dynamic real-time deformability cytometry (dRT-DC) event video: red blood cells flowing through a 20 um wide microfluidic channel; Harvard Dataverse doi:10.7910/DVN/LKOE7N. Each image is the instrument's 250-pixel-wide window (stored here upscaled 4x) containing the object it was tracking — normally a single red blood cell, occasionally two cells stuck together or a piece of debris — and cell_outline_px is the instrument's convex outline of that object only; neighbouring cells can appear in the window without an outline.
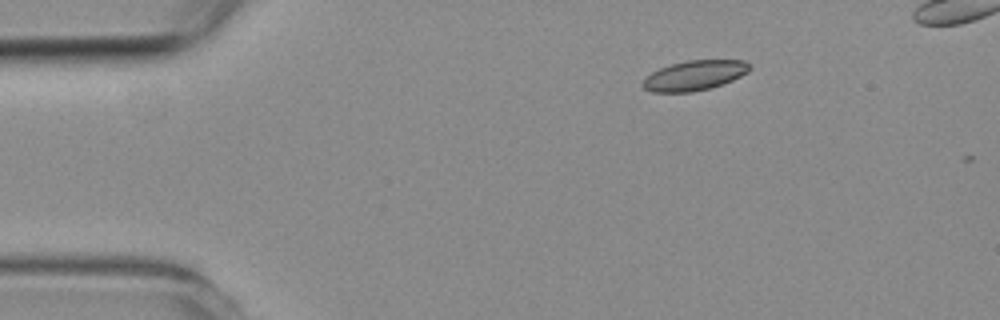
{"species": "common noctule bat (a hibernating species)", "species_latin": "Nyctalus noctula", "temperature_condition": "room temperature", "stored_images_in_passage": 5, "camera_frame_rate_fps": 3000, "um_per_image_px": 0.085, "animal": {"sex": "female", "body_mass_g": 19.3, "forearm_length_mm": 54.1}, "frame": {"image": 1, "passage_image": 2, "time_ms": 2.0, "image_size_px": [1000, 320], "cell_outline_px": [[752, 68], [748, 72], [732, 80], [708, 88], [692, 92], [652, 92], [644, 88], [640, 84], [652, 72], [660, 68], [672, 64], [688, 60], [744, 60]], "centroid_in_image_um": [59.02, 6.41], "position_along_channel_um": 26.0, "area_um2": 18.38}}